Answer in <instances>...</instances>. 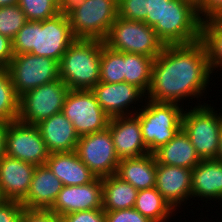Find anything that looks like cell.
Returning <instances> with one entry per match:
<instances>
[{
    "label": "cell",
    "instance_id": "obj_1",
    "mask_svg": "<svg viewBox=\"0 0 222 222\" xmlns=\"http://www.w3.org/2000/svg\"><path fill=\"white\" fill-rule=\"evenodd\" d=\"M212 75L207 51L201 40L190 44L165 45L153 61L145 99L159 103H181L184 106L185 99L190 101L196 97L200 105L205 104L200 100L207 96L205 92Z\"/></svg>",
    "mask_w": 222,
    "mask_h": 222
},
{
    "label": "cell",
    "instance_id": "obj_2",
    "mask_svg": "<svg viewBox=\"0 0 222 222\" xmlns=\"http://www.w3.org/2000/svg\"><path fill=\"white\" fill-rule=\"evenodd\" d=\"M76 40L66 12L44 21H27L12 39L14 55L32 53L60 62Z\"/></svg>",
    "mask_w": 222,
    "mask_h": 222
},
{
    "label": "cell",
    "instance_id": "obj_3",
    "mask_svg": "<svg viewBox=\"0 0 222 222\" xmlns=\"http://www.w3.org/2000/svg\"><path fill=\"white\" fill-rule=\"evenodd\" d=\"M104 41L76 39L59 62L60 79L70 90H91L100 82Z\"/></svg>",
    "mask_w": 222,
    "mask_h": 222
},
{
    "label": "cell",
    "instance_id": "obj_4",
    "mask_svg": "<svg viewBox=\"0 0 222 222\" xmlns=\"http://www.w3.org/2000/svg\"><path fill=\"white\" fill-rule=\"evenodd\" d=\"M138 111L135 115L139 118L142 138L149 153L171 141L182 128L184 107L179 104L146 99Z\"/></svg>",
    "mask_w": 222,
    "mask_h": 222
},
{
    "label": "cell",
    "instance_id": "obj_5",
    "mask_svg": "<svg viewBox=\"0 0 222 222\" xmlns=\"http://www.w3.org/2000/svg\"><path fill=\"white\" fill-rule=\"evenodd\" d=\"M210 105L207 102L196 103L193 108L185 105L188 108L185 107L182 115V129L201 160L216 159L219 150L222 110L218 113Z\"/></svg>",
    "mask_w": 222,
    "mask_h": 222
},
{
    "label": "cell",
    "instance_id": "obj_6",
    "mask_svg": "<svg viewBox=\"0 0 222 222\" xmlns=\"http://www.w3.org/2000/svg\"><path fill=\"white\" fill-rule=\"evenodd\" d=\"M201 19L192 0H170L163 5L162 24H155L164 45L190 44L201 39Z\"/></svg>",
    "mask_w": 222,
    "mask_h": 222
},
{
    "label": "cell",
    "instance_id": "obj_7",
    "mask_svg": "<svg viewBox=\"0 0 222 222\" xmlns=\"http://www.w3.org/2000/svg\"><path fill=\"white\" fill-rule=\"evenodd\" d=\"M66 14L76 39L104 41L118 17V0H82Z\"/></svg>",
    "mask_w": 222,
    "mask_h": 222
},
{
    "label": "cell",
    "instance_id": "obj_8",
    "mask_svg": "<svg viewBox=\"0 0 222 222\" xmlns=\"http://www.w3.org/2000/svg\"><path fill=\"white\" fill-rule=\"evenodd\" d=\"M104 44L115 51L141 54L153 59L165 46L155 30L145 22L120 17L111 25Z\"/></svg>",
    "mask_w": 222,
    "mask_h": 222
},
{
    "label": "cell",
    "instance_id": "obj_9",
    "mask_svg": "<svg viewBox=\"0 0 222 222\" xmlns=\"http://www.w3.org/2000/svg\"><path fill=\"white\" fill-rule=\"evenodd\" d=\"M69 91L68 86L61 79H57L26 92L19 97L17 120L37 125L62 112Z\"/></svg>",
    "mask_w": 222,
    "mask_h": 222
},
{
    "label": "cell",
    "instance_id": "obj_10",
    "mask_svg": "<svg viewBox=\"0 0 222 222\" xmlns=\"http://www.w3.org/2000/svg\"><path fill=\"white\" fill-rule=\"evenodd\" d=\"M7 69L18 97L43 84L60 79L59 62L32 53L14 55Z\"/></svg>",
    "mask_w": 222,
    "mask_h": 222
},
{
    "label": "cell",
    "instance_id": "obj_11",
    "mask_svg": "<svg viewBox=\"0 0 222 222\" xmlns=\"http://www.w3.org/2000/svg\"><path fill=\"white\" fill-rule=\"evenodd\" d=\"M62 113L73 124L79 137L105 130L110 120L91 90H70Z\"/></svg>",
    "mask_w": 222,
    "mask_h": 222
},
{
    "label": "cell",
    "instance_id": "obj_12",
    "mask_svg": "<svg viewBox=\"0 0 222 222\" xmlns=\"http://www.w3.org/2000/svg\"><path fill=\"white\" fill-rule=\"evenodd\" d=\"M75 152L79 159L100 178L114 175L120 162L108 128L80 136Z\"/></svg>",
    "mask_w": 222,
    "mask_h": 222
},
{
    "label": "cell",
    "instance_id": "obj_13",
    "mask_svg": "<svg viewBox=\"0 0 222 222\" xmlns=\"http://www.w3.org/2000/svg\"><path fill=\"white\" fill-rule=\"evenodd\" d=\"M5 155L39 166L46 164L49 152L36 125L15 120L8 123Z\"/></svg>",
    "mask_w": 222,
    "mask_h": 222
},
{
    "label": "cell",
    "instance_id": "obj_14",
    "mask_svg": "<svg viewBox=\"0 0 222 222\" xmlns=\"http://www.w3.org/2000/svg\"><path fill=\"white\" fill-rule=\"evenodd\" d=\"M91 91L101 108L110 118L135 115L140 108L137 109L133 104H137L138 107L143 106V102L146 100L144 99L146 94L140 88L127 82H99ZM138 102H141L142 105L141 103L138 105Z\"/></svg>",
    "mask_w": 222,
    "mask_h": 222
},
{
    "label": "cell",
    "instance_id": "obj_15",
    "mask_svg": "<svg viewBox=\"0 0 222 222\" xmlns=\"http://www.w3.org/2000/svg\"><path fill=\"white\" fill-rule=\"evenodd\" d=\"M102 208V178L80 186H63L49 209L63 216L77 211Z\"/></svg>",
    "mask_w": 222,
    "mask_h": 222
},
{
    "label": "cell",
    "instance_id": "obj_16",
    "mask_svg": "<svg viewBox=\"0 0 222 222\" xmlns=\"http://www.w3.org/2000/svg\"><path fill=\"white\" fill-rule=\"evenodd\" d=\"M191 175L192 169L156 162L155 188L175 211L191 199Z\"/></svg>",
    "mask_w": 222,
    "mask_h": 222
},
{
    "label": "cell",
    "instance_id": "obj_17",
    "mask_svg": "<svg viewBox=\"0 0 222 222\" xmlns=\"http://www.w3.org/2000/svg\"><path fill=\"white\" fill-rule=\"evenodd\" d=\"M107 128L110 130L120 160L149 154L142 138L140 121L136 115L112 117Z\"/></svg>",
    "mask_w": 222,
    "mask_h": 222
},
{
    "label": "cell",
    "instance_id": "obj_18",
    "mask_svg": "<svg viewBox=\"0 0 222 222\" xmlns=\"http://www.w3.org/2000/svg\"><path fill=\"white\" fill-rule=\"evenodd\" d=\"M36 165L4 155L0 159V190L6 200L21 201L28 193Z\"/></svg>",
    "mask_w": 222,
    "mask_h": 222
},
{
    "label": "cell",
    "instance_id": "obj_19",
    "mask_svg": "<svg viewBox=\"0 0 222 222\" xmlns=\"http://www.w3.org/2000/svg\"><path fill=\"white\" fill-rule=\"evenodd\" d=\"M62 187L61 180L46 164L36 166L29 191L20 203L28 209L49 210Z\"/></svg>",
    "mask_w": 222,
    "mask_h": 222
},
{
    "label": "cell",
    "instance_id": "obj_20",
    "mask_svg": "<svg viewBox=\"0 0 222 222\" xmlns=\"http://www.w3.org/2000/svg\"><path fill=\"white\" fill-rule=\"evenodd\" d=\"M49 153L74 152L79 140L73 124L60 112L36 125Z\"/></svg>",
    "mask_w": 222,
    "mask_h": 222
},
{
    "label": "cell",
    "instance_id": "obj_21",
    "mask_svg": "<svg viewBox=\"0 0 222 222\" xmlns=\"http://www.w3.org/2000/svg\"><path fill=\"white\" fill-rule=\"evenodd\" d=\"M191 177L192 200L196 197L205 203L212 199L222 202V162L216 159L201 160L192 169Z\"/></svg>",
    "mask_w": 222,
    "mask_h": 222
},
{
    "label": "cell",
    "instance_id": "obj_22",
    "mask_svg": "<svg viewBox=\"0 0 222 222\" xmlns=\"http://www.w3.org/2000/svg\"><path fill=\"white\" fill-rule=\"evenodd\" d=\"M46 165L63 186H80L93 182L97 176L79 159L77 153H49Z\"/></svg>",
    "mask_w": 222,
    "mask_h": 222
},
{
    "label": "cell",
    "instance_id": "obj_23",
    "mask_svg": "<svg viewBox=\"0 0 222 222\" xmlns=\"http://www.w3.org/2000/svg\"><path fill=\"white\" fill-rule=\"evenodd\" d=\"M121 180L139 190L150 189L156 184V160L153 153L121 159L116 173Z\"/></svg>",
    "mask_w": 222,
    "mask_h": 222
},
{
    "label": "cell",
    "instance_id": "obj_24",
    "mask_svg": "<svg viewBox=\"0 0 222 222\" xmlns=\"http://www.w3.org/2000/svg\"><path fill=\"white\" fill-rule=\"evenodd\" d=\"M156 162L193 169L201 162L188 135L181 128L167 144L153 152Z\"/></svg>",
    "mask_w": 222,
    "mask_h": 222
},
{
    "label": "cell",
    "instance_id": "obj_25",
    "mask_svg": "<svg viewBox=\"0 0 222 222\" xmlns=\"http://www.w3.org/2000/svg\"><path fill=\"white\" fill-rule=\"evenodd\" d=\"M138 190L118 176L102 177V209L116 211L134 208Z\"/></svg>",
    "mask_w": 222,
    "mask_h": 222
},
{
    "label": "cell",
    "instance_id": "obj_26",
    "mask_svg": "<svg viewBox=\"0 0 222 222\" xmlns=\"http://www.w3.org/2000/svg\"><path fill=\"white\" fill-rule=\"evenodd\" d=\"M134 208L151 222H168L176 213L155 187L139 190Z\"/></svg>",
    "mask_w": 222,
    "mask_h": 222
},
{
    "label": "cell",
    "instance_id": "obj_27",
    "mask_svg": "<svg viewBox=\"0 0 222 222\" xmlns=\"http://www.w3.org/2000/svg\"><path fill=\"white\" fill-rule=\"evenodd\" d=\"M207 51L212 73L222 70V20L210 19L201 23V39ZM219 67V68H218ZM221 68V69H220Z\"/></svg>",
    "mask_w": 222,
    "mask_h": 222
},
{
    "label": "cell",
    "instance_id": "obj_28",
    "mask_svg": "<svg viewBox=\"0 0 222 222\" xmlns=\"http://www.w3.org/2000/svg\"><path fill=\"white\" fill-rule=\"evenodd\" d=\"M154 59L135 53H124L125 82L137 86L147 93L152 74Z\"/></svg>",
    "mask_w": 222,
    "mask_h": 222
},
{
    "label": "cell",
    "instance_id": "obj_29",
    "mask_svg": "<svg viewBox=\"0 0 222 222\" xmlns=\"http://www.w3.org/2000/svg\"><path fill=\"white\" fill-rule=\"evenodd\" d=\"M100 58V82H125L124 52L115 51L103 43Z\"/></svg>",
    "mask_w": 222,
    "mask_h": 222
},
{
    "label": "cell",
    "instance_id": "obj_30",
    "mask_svg": "<svg viewBox=\"0 0 222 222\" xmlns=\"http://www.w3.org/2000/svg\"><path fill=\"white\" fill-rule=\"evenodd\" d=\"M19 97L16 95L7 68L0 71V121L12 122L18 118Z\"/></svg>",
    "mask_w": 222,
    "mask_h": 222
},
{
    "label": "cell",
    "instance_id": "obj_31",
    "mask_svg": "<svg viewBox=\"0 0 222 222\" xmlns=\"http://www.w3.org/2000/svg\"><path fill=\"white\" fill-rule=\"evenodd\" d=\"M28 21H44L62 12L59 0H19Z\"/></svg>",
    "mask_w": 222,
    "mask_h": 222
},
{
    "label": "cell",
    "instance_id": "obj_32",
    "mask_svg": "<svg viewBox=\"0 0 222 222\" xmlns=\"http://www.w3.org/2000/svg\"><path fill=\"white\" fill-rule=\"evenodd\" d=\"M18 4L0 7V34L11 40L27 22Z\"/></svg>",
    "mask_w": 222,
    "mask_h": 222
},
{
    "label": "cell",
    "instance_id": "obj_33",
    "mask_svg": "<svg viewBox=\"0 0 222 222\" xmlns=\"http://www.w3.org/2000/svg\"><path fill=\"white\" fill-rule=\"evenodd\" d=\"M148 0H118V17L144 21L147 16Z\"/></svg>",
    "mask_w": 222,
    "mask_h": 222
},
{
    "label": "cell",
    "instance_id": "obj_34",
    "mask_svg": "<svg viewBox=\"0 0 222 222\" xmlns=\"http://www.w3.org/2000/svg\"><path fill=\"white\" fill-rule=\"evenodd\" d=\"M106 222H151L135 208L105 211Z\"/></svg>",
    "mask_w": 222,
    "mask_h": 222
},
{
    "label": "cell",
    "instance_id": "obj_35",
    "mask_svg": "<svg viewBox=\"0 0 222 222\" xmlns=\"http://www.w3.org/2000/svg\"><path fill=\"white\" fill-rule=\"evenodd\" d=\"M61 217L63 222H106L105 211L102 208L77 211Z\"/></svg>",
    "mask_w": 222,
    "mask_h": 222
},
{
    "label": "cell",
    "instance_id": "obj_36",
    "mask_svg": "<svg viewBox=\"0 0 222 222\" xmlns=\"http://www.w3.org/2000/svg\"><path fill=\"white\" fill-rule=\"evenodd\" d=\"M21 222H63L60 215L50 210L23 208Z\"/></svg>",
    "mask_w": 222,
    "mask_h": 222
},
{
    "label": "cell",
    "instance_id": "obj_37",
    "mask_svg": "<svg viewBox=\"0 0 222 222\" xmlns=\"http://www.w3.org/2000/svg\"><path fill=\"white\" fill-rule=\"evenodd\" d=\"M197 10L201 21L222 19V0H201Z\"/></svg>",
    "mask_w": 222,
    "mask_h": 222
},
{
    "label": "cell",
    "instance_id": "obj_38",
    "mask_svg": "<svg viewBox=\"0 0 222 222\" xmlns=\"http://www.w3.org/2000/svg\"><path fill=\"white\" fill-rule=\"evenodd\" d=\"M23 205L17 200H5L0 204V222H21Z\"/></svg>",
    "mask_w": 222,
    "mask_h": 222
},
{
    "label": "cell",
    "instance_id": "obj_39",
    "mask_svg": "<svg viewBox=\"0 0 222 222\" xmlns=\"http://www.w3.org/2000/svg\"><path fill=\"white\" fill-rule=\"evenodd\" d=\"M169 1L170 0H148L147 16L143 22L151 27L155 24H162L163 5Z\"/></svg>",
    "mask_w": 222,
    "mask_h": 222
},
{
    "label": "cell",
    "instance_id": "obj_40",
    "mask_svg": "<svg viewBox=\"0 0 222 222\" xmlns=\"http://www.w3.org/2000/svg\"><path fill=\"white\" fill-rule=\"evenodd\" d=\"M13 56L12 40L0 34V64L7 68Z\"/></svg>",
    "mask_w": 222,
    "mask_h": 222
},
{
    "label": "cell",
    "instance_id": "obj_41",
    "mask_svg": "<svg viewBox=\"0 0 222 222\" xmlns=\"http://www.w3.org/2000/svg\"><path fill=\"white\" fill-rule=\"evenodd\" d=\"M8 123L0 121V159L5 155Z\"/></svg>",
    "mask_w": 222,
    "mask_h": 222
},
{
    "label": "cell",
    "instance_id": "obj_42",
    "mask_svg": "<svg viewBox=\"0 0 222 222\" xmlns=\"http://www.w3.org/2000/svg\"><path fill=\"white\" fill-rule=\"evenodd\" d=\"M82 0H59L62 11L66 12L71 6L80 3Z\"/></svg>",
    "mask_w": 222,
    "mask_h": 222
},
{
    "label": "cell",
    "instance_id": "obj_43",
    "mask_svg": "<svg viewBox=\"0 0 222 222\" xmlns=\"http://www.w3.org/2000/svg\"><path fill=\"white\" fill-rule=\"evenodd\" d=\"M216 160L222 162V126L220 129V141H219V150L216 156Z\"/></svg>",
    "mask_w": 222,
    "mask_h": 222
},
{
    "label": "cell",
    "instance_id": "obj_44",
    "mask_svg": "<svg viewBox=\"0 0 222 222\" xmlns=\"http://www.w3.org/2000/svg\"><path fill=\"white\" fill-rule=\"evenodd\" d=\"M19 0H0V7L18 4Z\"/></svg>",
    "mask_w": 222,
    "mask_h": 222
},
{
    "label": "cell",
    "instance_id": "obj_45",
    "mask_svg": "<svg viewBox=\"0 0 222 222\" xmlns=\"http://www.w3.org/2000/svg\"><path fill=\"white\" fill-rule=\"evenodd\" d=\"M6 199L3 197L1 190H0V204H2Z\"/></svg>",
    "mask_w": 222,
    "mask_h": 222
},
{
    "label": "cell",
    "instance_id": "obj_46",
    "mask_svg": "<svg viewBox=\"0 0 222 222\" xmlns=\"http://www.w3.org/2000/svg\"><path fill=\"white\" fill-rule=\"evenodd\" d=\"M194 1L196 4H198L201 0H192Z\"/></svg>",
    "mask_w": 222,
    "mask_h": 222
},
{
    "label": "cell",
    "instance_id": "obj_47",
    "mask_svg": "<svg viewBox=\"0 0 222 222\" xmlns=\"http://www.w3.org/2000/svg\"><path fill=\"white\" fill-rule=\"evenodd\" d=\"M4 67L0 64V71L3 69Z\"/></svg>",
    "mask_w": 222,
    "mask_h": 222
}]
</instances>
